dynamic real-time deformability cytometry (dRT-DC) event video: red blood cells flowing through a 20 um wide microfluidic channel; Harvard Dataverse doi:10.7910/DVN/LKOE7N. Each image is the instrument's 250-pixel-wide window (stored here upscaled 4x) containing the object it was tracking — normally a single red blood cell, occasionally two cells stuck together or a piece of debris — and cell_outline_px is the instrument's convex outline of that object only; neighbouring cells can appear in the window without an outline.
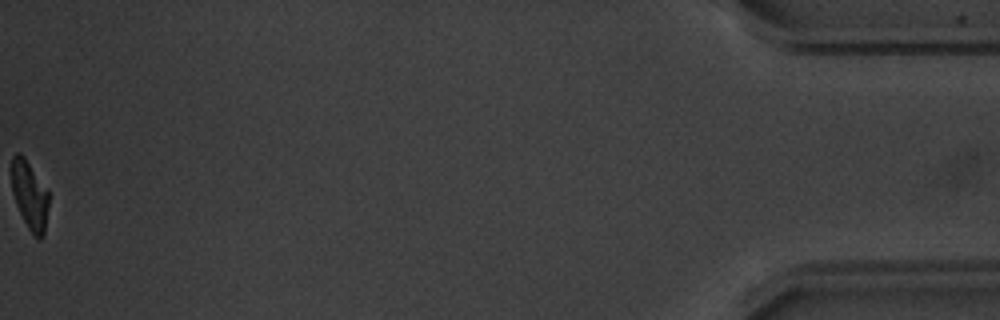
{"species": "common noctule bat (a hibernating species)", "species_latin": "Nyctalus noctula", "temperature_condition": "warm", "stored_images_in_passage": 50, "camera_frame_rate_fps": 3000, "um_per_image_px": 0.085, "animal": {"sex": "male", "body_mass_g": 20.1, "forearm_length_mm": 53.5}, "frame": {"image": 1, "passage_image": 50, "time_ms": 16.333, "image_size_px": [1000, 320], "cell_outline_px": [[48, 204], [44, 236], [40, 240], [28, 228], [16, 204], [12, 192], [12, 156], [16, 152], [20, 152], [24, 156], [48, 188]], "centroid_in_image_um": [2.53, 16.55], "position_along_channel_um": 432.7, "area_um2": 14.85}, "authors_computed_cell_mechanics": {"area_um2": 16.5308, "velocity_mm_per_s": 3.7913, "shape_relaxation_time_tau1_ms": 2.7342, "shape_relaxation_time_tau2_ms": 7.1759, "deformation_change_tau1": 0.1678, "deformation_change_tau2": 0.1378}}